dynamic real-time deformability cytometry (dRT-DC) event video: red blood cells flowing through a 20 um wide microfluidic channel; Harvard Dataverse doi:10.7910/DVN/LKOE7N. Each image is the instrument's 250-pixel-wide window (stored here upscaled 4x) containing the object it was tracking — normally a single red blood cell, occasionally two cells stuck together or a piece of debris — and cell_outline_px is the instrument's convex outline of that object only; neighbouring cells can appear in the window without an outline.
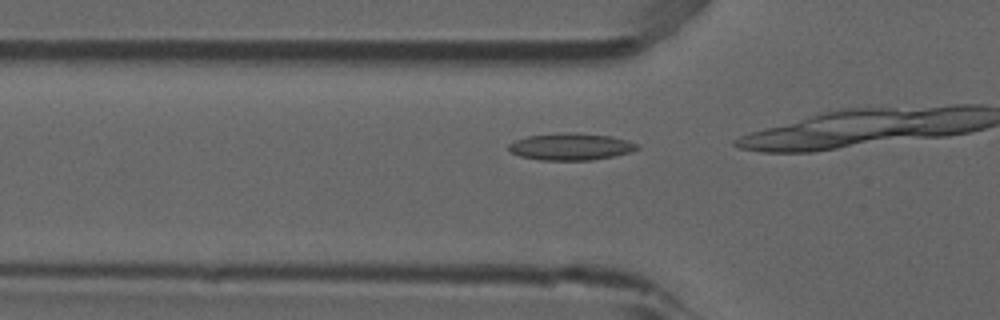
{"species": "common noctule bat (a hibernating species)", "species_latin": "Nyctalus noctula", "temperature_condition": "room temperature", "stored_images_in_passage": 6, "camera_frame_rate_fps": 3000, "um_per_image_px": 0.085, "animal": {"sex": "male", "forearm_length_mm": 52.5}, "frame": {"image": 1, "passage_image": 2, "time_ms": 0.333, "image_size_px": [1000, 320], "cell_outline_px": [[640, 148], [628, 152], [612, 156], [592, 160], [540, 160], [520, 156], [512, 152], [508, 148], [508, 144], [516, 140], [528, 136], [572, 132], [576, 132], [612, 136], [628, 140], [640, 144]], "centroid_in_image_um": [48.55, 12.46], "position_along_channel_um": 77.2, "area_um2": 20.11}}
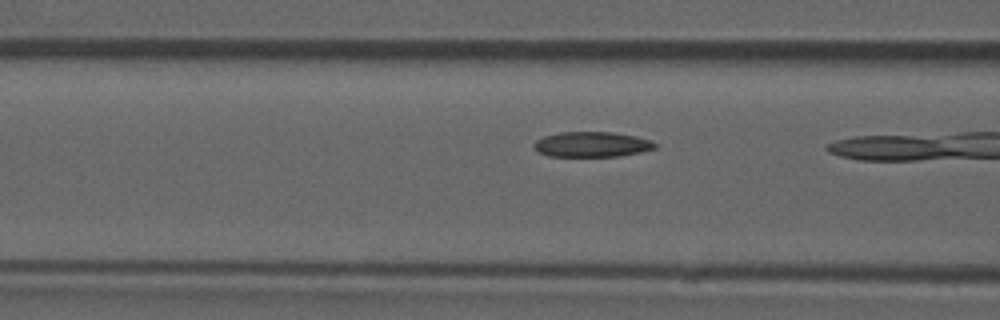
{"frame": {"image": 2, "passage_image": 5, "time_ms": 1.333, "image_size_px": [1000, 320], "cell_outline_px": [[656, 148], [640, 152], [620, 156], [548, 156], [532, 148], [532, 144], [536, 140], [544, 136], [560, 132], [612, 132], [636, 136], [648, 140], [656, 144]], "centroid_in_image_um": [50.26, 12.27], "position_along_channel_um": 116.3, "area_um2": 17.74}}